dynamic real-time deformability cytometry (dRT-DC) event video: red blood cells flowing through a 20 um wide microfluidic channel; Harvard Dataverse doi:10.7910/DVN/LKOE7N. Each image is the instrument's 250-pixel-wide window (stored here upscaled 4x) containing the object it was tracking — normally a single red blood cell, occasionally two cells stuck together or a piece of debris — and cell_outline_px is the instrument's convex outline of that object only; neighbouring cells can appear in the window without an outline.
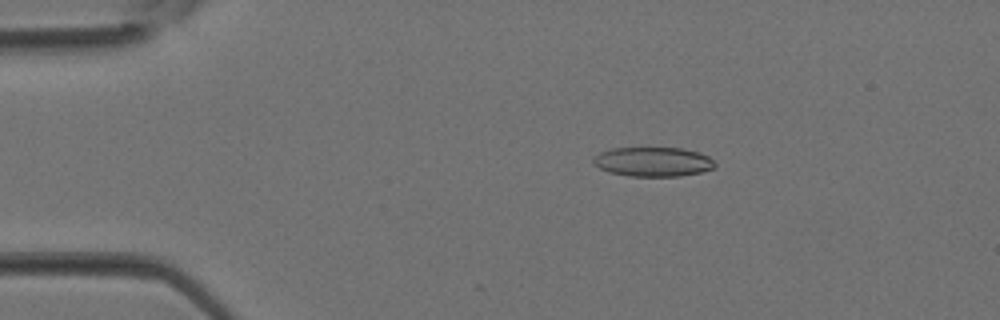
{"species": "Egyptian fruit bat (a non-hibernating species)", "species_latin": "Rousettus aegyptiacus", "temperature_condition": "room temperature", "stored_images_in_passage": 7, "camera_frame_rate_fps": 3000, "um_per_image_px": 0.085, "animal": {"sex": "female"}, "frame": {"image": 1, "passage_image": 4, "time_ms": 1.0, "image_size_px": [1000, 320], "cell_outline_px": [[716, 168], [700, 172], [680, 176], [628, 176], [608, 172], [592, 164], [592, 160], [600, 152], [612, 148], [680, 148], [700, 152], [708, 156], [716, 164]], "centroid_in_image_um": [55.51, 13.75], "position_along_channel_um": 29.5, "area_um2": 20.92}}